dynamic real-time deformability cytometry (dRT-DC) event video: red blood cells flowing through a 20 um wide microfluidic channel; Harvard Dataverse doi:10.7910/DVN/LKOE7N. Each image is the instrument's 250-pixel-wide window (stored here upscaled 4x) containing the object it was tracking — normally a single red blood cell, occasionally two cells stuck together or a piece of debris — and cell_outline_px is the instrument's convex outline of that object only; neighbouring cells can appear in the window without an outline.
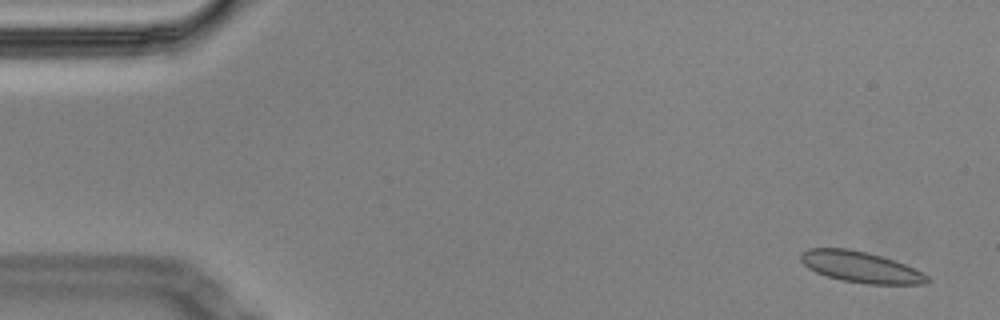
{"species": "Egyptian fruit bat (a non-hibernating species)", "species_latin": "Rousettus aegyptiacus", "temperature_condition": "cold", "stored_images_in_passage": 58, "camera_frame_rate_fps": 3000, "um_per_image_px": 0.085, "animal": {"sex": "male"}, "frame": {"image": 1, "passage_image": 3, "time_ms": 0.667, "image_size_px": [1000, 320], "cell_outline_px": [[928, 280], [924, 284], [868, 284], [840, 280], [816, 272], [808, 268], [800, 260], [800, 252], [808, 248], [848, 248], [868, 252], [904, 264], [928, 276]], "centroid_in_image_um": [73.09, 22.69], "position_along_channel_um": 11.9, "area_um2": 22.66}}
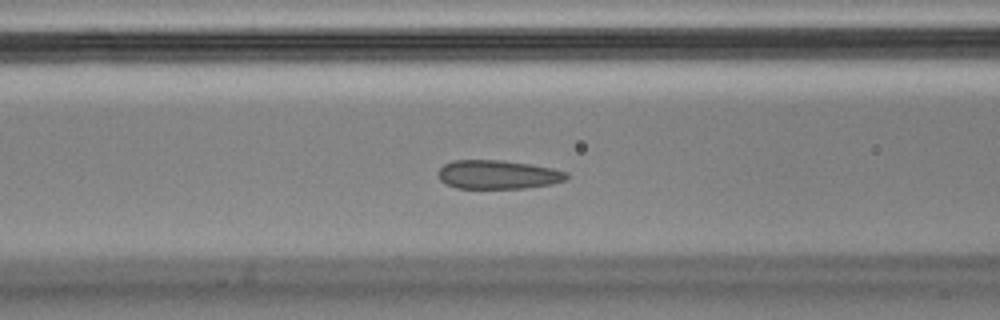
{"frame": {"image": 2, "passage_image": 23, "time_ms": 7.333, "image_size_px": [1000, 320], "cell_outline_px": [[568, 176], [564, 180], [552, 184], [524, 188], [456, 188], [444, 184], [440, 180], [440, 168], [444, 164], [452, 160], [500, 160], [528, 164], [552, 168], [568, 172]], "centroid_in_image_um": [42.31, 14.84], "position_along_channel_um": 124.3, "area_um2": 21.44}}
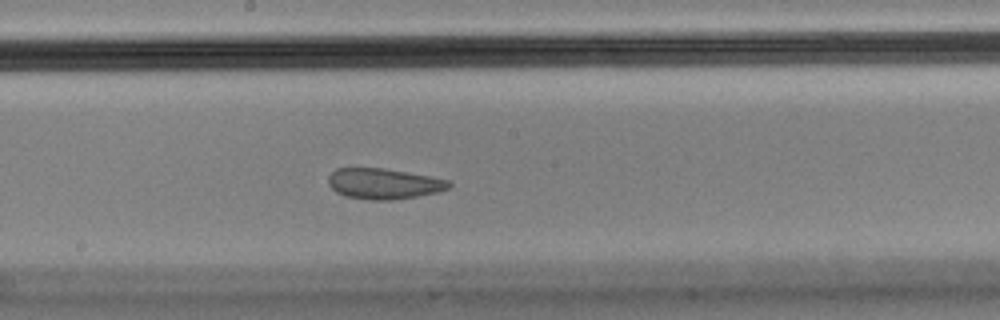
{"frame": {"image": 3, "passage_image": 31, "time_ms": 10.0, "image_size_px": [1000, 320], "cell_outline_px": [[452, 184], [448, 188], [436, 192], [416, 196], [392, 200], [372, 200], [344, 196], [336, 192], [328, 184], [328, 176], [336, 168], [384, 168], [428, 176], [448, 180]], "centroid_in_image_um": [32.57, 15.61], "position_along_channel_um": 215.6, "area_um2": 21.39}}